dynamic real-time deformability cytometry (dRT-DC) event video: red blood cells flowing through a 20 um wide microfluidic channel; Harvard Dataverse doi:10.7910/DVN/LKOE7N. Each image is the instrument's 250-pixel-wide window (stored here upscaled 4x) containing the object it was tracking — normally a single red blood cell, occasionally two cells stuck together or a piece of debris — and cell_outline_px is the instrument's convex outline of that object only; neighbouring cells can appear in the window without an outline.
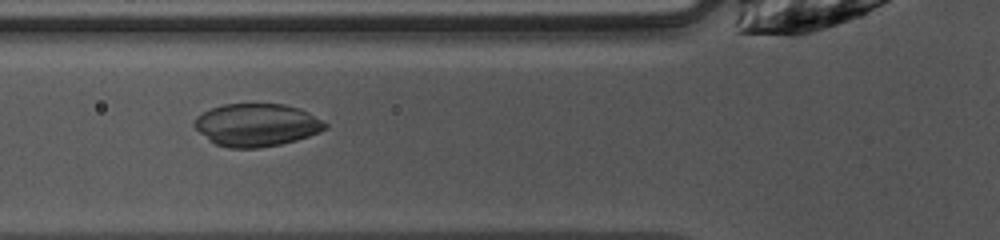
{"species": "common noctule bat (a hibernating species)", "species_latin": "Nyctalus noctula", "temperature_condition": "warm", "stored_images_in_passage": 48, "camera_frame_rate_fps": 3000, "um_per_image_px": 0.085, "animal": {"sex": "female", "body_mass_g": 10.0, "forearm_length_mm": 53.1}, "frame": {"image": 1, "passage_image": 16, "time_ms": 5.0, "image_size_px": [1000, 240], "cell_outline_px": [[328, 128], [320, 132], [296, 140], [280, 144], [260, 148], [228, 148], [216, 144], [200, 132], [192, 124], [196, 116], [212, 108], [224, 104], [284, 104], [300, 108], [308, 112], [328, 124]], "centroid_in_image_um": [21.83, 10.62], "position_along_channel_um": 104.0, "area_um2": 32.48}}
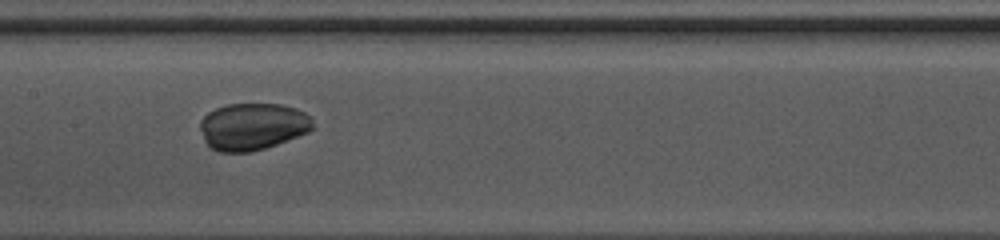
{"frame": {"image": 2, "passage_image": 22, "time_ms": 7.0, "image_size_px": [1000, 240], "cell_outline_px": [[312, 128], [308, 132], [276, 144], [252, 152], [220, 152], [212, 148], [204, 140], [200, 128], [200, 120], [208, 112], [216, 108], [228, 104], [280, 104], [296, 108], [304, 112], [312, 120]], "centroid_in_image_um": [21.45, 10.75], "position_along_channel_um": 186.0, "area_um2": 30.69}}
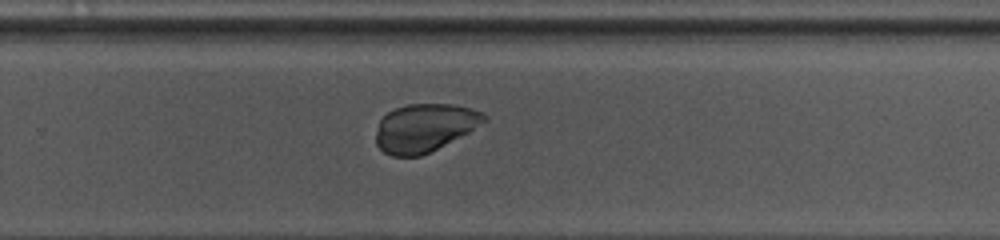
{"frame": {"image": 3, "passage_image": 30, "time_ms": 9.667, "image_size_px": [1000, 240], "cell_outline_px": [[488, 120], [468, 132], [420, 156], [392, 156], [384, 152], [376, 144], [376, 132], [380, 120], [388, 112], [396, 108], [408, 104], [452, 104], [468, 108], [480, 112], [488, 116]], "centroid_in_image_um": [36.07, 10.85], "position_along_channel_um": 293.7, "area_um2": 29.82}}